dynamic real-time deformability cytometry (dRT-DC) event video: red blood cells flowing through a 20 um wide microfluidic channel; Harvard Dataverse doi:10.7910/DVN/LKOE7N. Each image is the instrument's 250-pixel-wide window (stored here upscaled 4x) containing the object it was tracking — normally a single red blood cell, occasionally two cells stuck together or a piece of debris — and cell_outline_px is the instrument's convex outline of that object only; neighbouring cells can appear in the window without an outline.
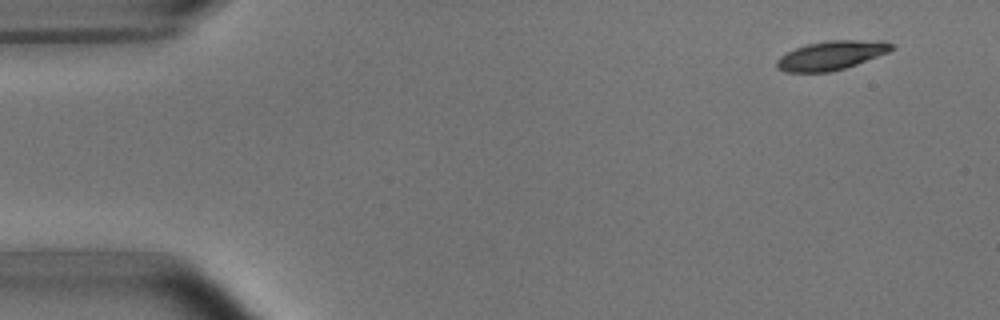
{"species": "common noctule bat (a hibernating species)", "species_latin": "Nyctalus noctula", "temperature_condition": "room temperature", "stored_images_in_passage": 9, "camera_frame_rate_fps": 3000, "um_per_image_px": 0.085, "animal": {"sex": "male", "body_mass_g": 15.6}, "frame": {"image": 1, "passage_image": 1, "time_ms": 0.0, "image_size_px": [1000, 320], "cell_outline_px": [[896, 48], [888, 52], [856, 64], [844, 68], [828, 72], [784, 72], [776, 68], [776, 60], [780, 56], [796, 48], [808, 44], [828, 40], [884, 40], [892, 44]], "centroid_in_image_um": [70.66, 4.7], "position_along_channel_um": 14.3, "area_um2": 19.36}}
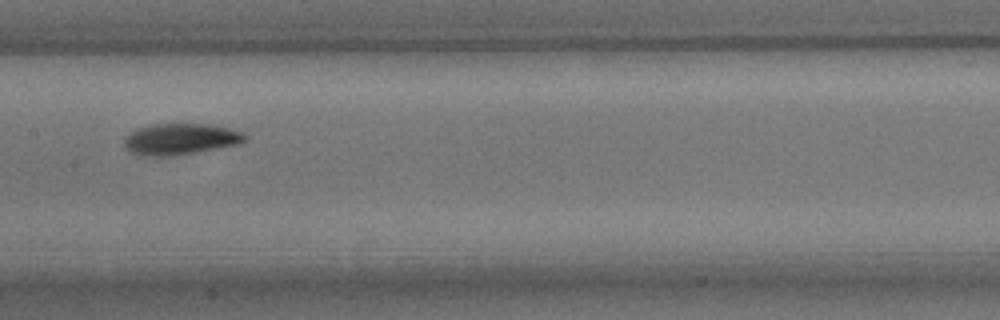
{"frame": {"image": 2, "passage_image": 7, "time_ms": 7.667, "image_size_px": [1000, 320], "cell_outline_px": [[248, 136], [240, 144], [196, 152], [172, 156], [140, 156], [128, 152], [124, 144], [124, 136], [136, 128], [152, 124], [208, 124], [228, 128], [240, 132]], "centroid_in_image_um": [15.27, 11.83], "position_along_channel_um": 192.1, "area_um2": 22.14}}
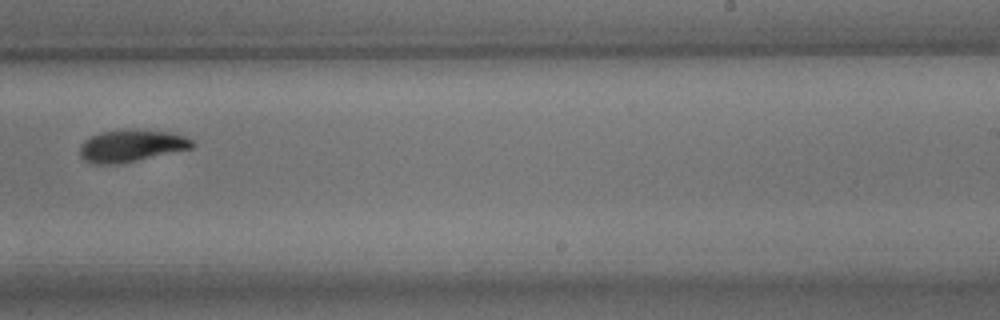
{"frame": {"image": 3, "passage_image": 9, "time_ms": 10.0, "image_size_px": [1000, 320], "cell_outline_px": [[196, 144], [192, 148], [136, 160], [116, 164], [96, 164], [84, 160], [80, 156], [80, 144], [84, 140], [100, 132], [136, 128], [172, 132], [184, 136], [192, 140]], "centroid_in_image_um": [11.16, 12.37], "position_along_channel_um": 277.8, "area_um2": 21.1}}